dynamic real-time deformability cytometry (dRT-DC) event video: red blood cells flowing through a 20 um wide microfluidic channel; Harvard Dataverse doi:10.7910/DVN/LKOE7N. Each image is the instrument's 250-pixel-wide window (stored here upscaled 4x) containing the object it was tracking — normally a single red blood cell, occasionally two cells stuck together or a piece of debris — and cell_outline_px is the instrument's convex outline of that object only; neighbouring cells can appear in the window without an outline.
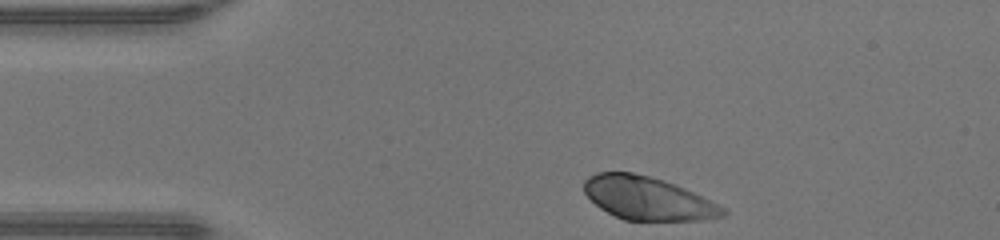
{"species": "human", "species_latin": "Homo sapiens", "temperature_condition": "warm", "stored_images_in_passage": 31, "camera_frame_rate_fps": 3000, "um_per_image_px": 0.085, "donor": {"sex": "male"}, "frame": {"image": 1, "passage_image": 1, "time_ms": 0.0, "image_size_px": [1000, 240], "cell_outline_px": [[728, 212], [724, 216], [700, 220], [624, 220], [600, 208], [584, 192], [584, 180], [588, 176], [596, 172], [632, 172], [664, 180], [684, 188], [724, 208]], "centroid_in_image_um": [55.02, 16.85], "position_along_channel_um": 30.0, "area_um2": 34.51}}
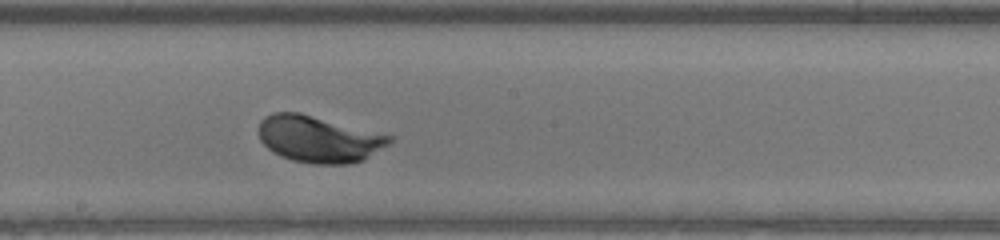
{"frame": {"image": 2, "passage_image": 18, "time_ms": 5.667, "image_size_px": [1000, 240], "cell_outline_px": [[392, 140], [388, 144], [364, 160], [352, 164], [312, 164], [292, 160], [280, 156], [272, 152], [260, 140], [260, 120], [264, 116], [272, 112], [300, 112], [392, 136]], "centroid_in_image_um": [27.07, 11.83], "position_along_channel_um": 221.1, "area_um2": 35.49}}
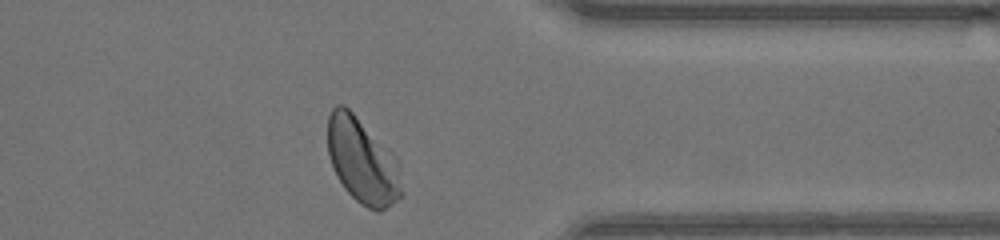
{"frame": {"image": 3, "passage_image": 30, "time_ms": 9.667, "image_size_px": [1000, 240], "cell_outline_px": [[404, 196], [380, 212], [376, 212], [360, 204], [344, 188], [328, 156], [328, 116], [332, 108], [336, 104], [344, 104], [396, 156], [400, 164], [404, 192]], "centroid_in_image_um": [30.85, 13.71], "position_along_channel_um": 380.5, "area_um2": 37.17}, "authors_computed_cell_mechanics": {"area_um2": 34.9112, "velocity_mm_per_s": 4.2906, "shape_relaxation_time_tau1_ms": 1.0852, "shape_relaxation_time_tau2_ms": null, "deformation_change_tau1": 0.1208, "deformation_change_tau2": null}}